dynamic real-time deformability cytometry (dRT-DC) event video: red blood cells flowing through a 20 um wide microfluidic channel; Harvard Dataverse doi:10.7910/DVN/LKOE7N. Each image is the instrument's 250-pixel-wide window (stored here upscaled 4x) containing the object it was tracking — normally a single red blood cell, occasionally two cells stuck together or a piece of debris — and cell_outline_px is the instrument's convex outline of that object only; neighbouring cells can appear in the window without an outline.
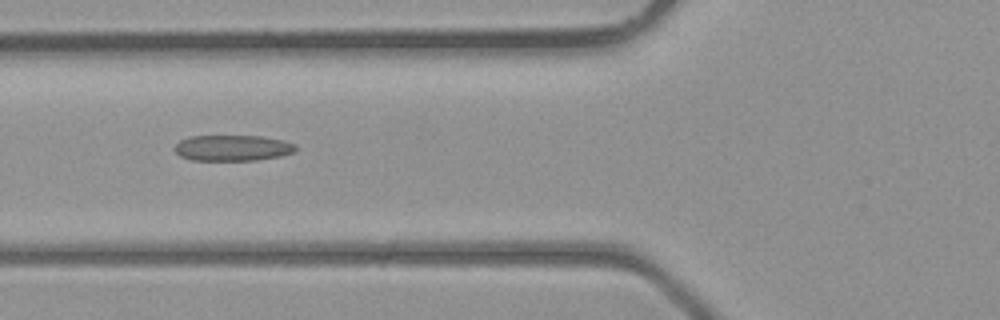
{"species": "common noctule bat (a hibernating species)", "species_latin": "Nyctalus noctula", "temperature_condition": "room temperature", "stored_images_in_passage": 4, "camera_frame_rate_fps": 3000, "um_per_image_px": 0.085, "animal": {"sex": "male", "body_mass_g": 23.1, "forearm_length_mm": 52.7}, "frame": {"image": 1, "passage_image": 4, "time_ms": 3.333, "image_size_px": [1000, 320], "cell_outline_px": [[296, 148], [292, 152], [280, 156], [256, 160], [192, 160], [180, 156], [172, 148], [180, 140], [188, 136], [260, 136], [284, 140], [296, 144]], "centroid_in_image_um": [19.74, 12.57], "position_along_channel_um": 106.1, "area_um2": 18.26}}